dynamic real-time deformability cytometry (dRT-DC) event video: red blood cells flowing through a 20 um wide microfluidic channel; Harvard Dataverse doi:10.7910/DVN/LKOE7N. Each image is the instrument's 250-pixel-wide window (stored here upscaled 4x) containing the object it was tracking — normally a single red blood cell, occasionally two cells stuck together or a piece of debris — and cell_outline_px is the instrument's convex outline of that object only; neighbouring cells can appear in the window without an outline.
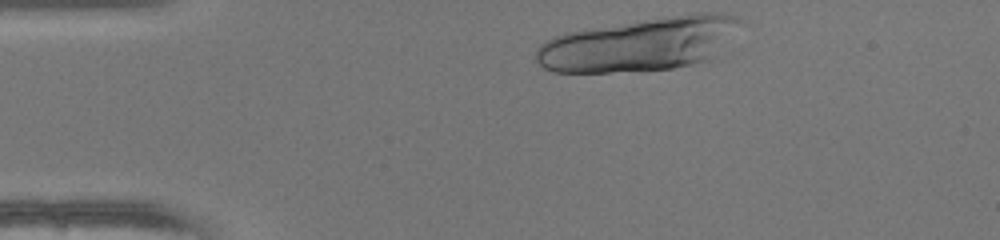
{"species": "human", "species_latin": "Homo sapiens", "temperature_condition": "warm", "stored_images_in_passage": 9, "camera_frame_rate_fps": 3000, "um_per_image_px": 0.085, "donor": {"sex": "female"}, "frame": {"image": 1, "passage_image": 1, "time_ms": 0.0, "image_size_px": [1000, 240], "cell_outline_px": [[744, 20], [704, 60], [672, 68], [612, 72], [556, 72], [544, 68], [536, 60], [536, 48], [544, 40], [564, 32], [588, 28], [692, 12], [724, 12], [740, 16]], "centroid_in_image_um": [54.26, 3.72], "position_along_channel_um": 30.7, "area_um2": 62.71}}